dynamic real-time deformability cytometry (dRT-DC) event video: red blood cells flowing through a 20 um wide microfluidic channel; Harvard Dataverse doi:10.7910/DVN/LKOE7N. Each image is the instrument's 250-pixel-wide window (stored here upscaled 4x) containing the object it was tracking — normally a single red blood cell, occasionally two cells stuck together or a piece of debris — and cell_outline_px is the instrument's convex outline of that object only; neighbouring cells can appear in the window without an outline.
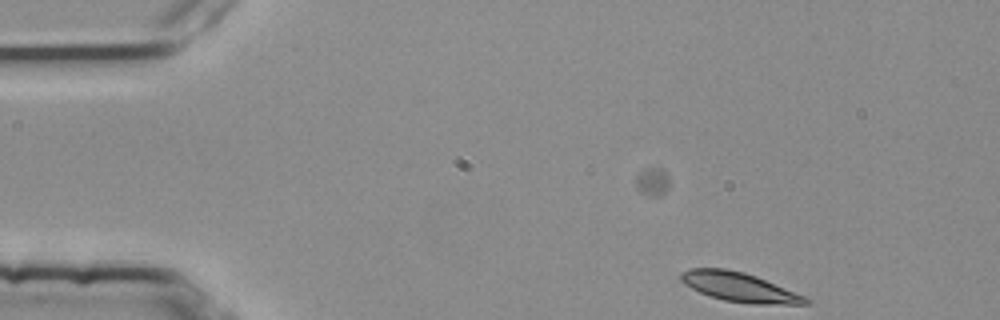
{"species": "common noctule bat (a hibernating species)", "species_latin": "Nyctalus noctula", "temperature_condition": "room temperature", "stored_images_in_passage": 4, "camera_frame_rate_fps": 3000, "um_per_image_px": 0.085, "animal": {"sex": "female", "body_mass_g": 25.1}, "frame": {"image": 1, "passage_image": 3, "time_ms": 0.667, "image_size_px": [1000, 320], "cell_outline_px": [[812, 304], [752, 304], [724, 300], [708, 296], [684, 284], [680, 280], [680, 272], [688, 268], [724, 268], [744, 272], [756, 276], [804, 296], [812, 300]], "centroid_in_image_um": [62.82, 24.4], "position_along_channel_um": 22.2, "area_um2": 21.27}}